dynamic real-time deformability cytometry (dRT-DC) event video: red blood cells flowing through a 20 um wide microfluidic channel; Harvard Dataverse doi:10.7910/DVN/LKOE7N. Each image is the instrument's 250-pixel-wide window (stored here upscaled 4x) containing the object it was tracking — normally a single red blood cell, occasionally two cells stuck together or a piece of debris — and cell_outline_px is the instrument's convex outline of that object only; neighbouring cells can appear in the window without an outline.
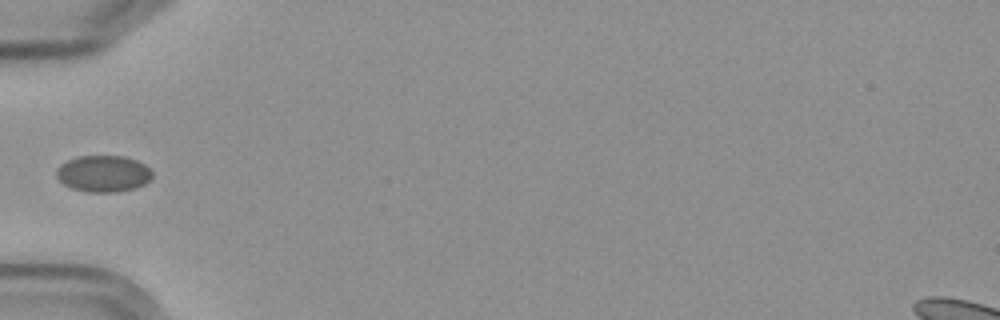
{"species": "Egyptian fruit bat (a non-hibernating species)", "species_latin": "Rousettus aegyptiacus", "temperature_condition": "cold", "stored_images_in_passage": 1, "camera_frame_rate_fps": 3000, "um_per_image_px": 0.085, "frame": {"image": 1, "passage_image": 1, "time_ms": 0.0, "image_size_px": [1000, 320], "cell_outline_px": [[152, 176], [144, 184], [136, 188], [116, 192], [84, 192], [72, 188], [64, 184], [56, 176], [56, 172], [68, 160], [76, 156], [124, 156], [136, 160], [144, 164], [152, 172]], "centroid_in_image_um": [8.8, 14.77], "position_along_channel_um": 76.2, "area_um2": 20.23}}